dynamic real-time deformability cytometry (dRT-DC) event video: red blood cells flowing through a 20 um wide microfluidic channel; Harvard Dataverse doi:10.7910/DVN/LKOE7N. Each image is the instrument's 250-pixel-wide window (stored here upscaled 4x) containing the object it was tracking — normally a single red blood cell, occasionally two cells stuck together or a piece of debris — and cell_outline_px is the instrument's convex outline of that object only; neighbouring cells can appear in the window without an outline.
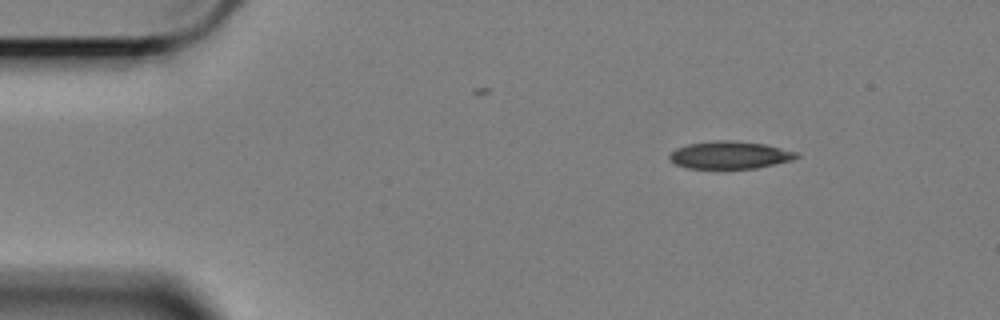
{"species": "Egyptian fruit bat (a non-hibernating species)", "species_latin": "Rousettus aegyptiacus", "temperature_condition": "cold", "stored_images_in_passage": 43, "camera_frame_rate_fps": 3000, "um_per_image_px": 0.085, "animal": {"sex": "female"}, "frame": {"image": 1, "passage_image": 1, "time_ms": 0.0, "image_size_px": [1000, 320], "cell_outline_px": [[800, 156], [792, 160], [756, 168], [688, 168], [676, 164], [668, 156], [676, 148], [688, 144], [716, 140], [732, 140], [764, 144], [800, 152]], "centroid_in_image_um": [62.08, 13.17], "position_along_channel_um": 22.9, "area_um2": 20.29}}
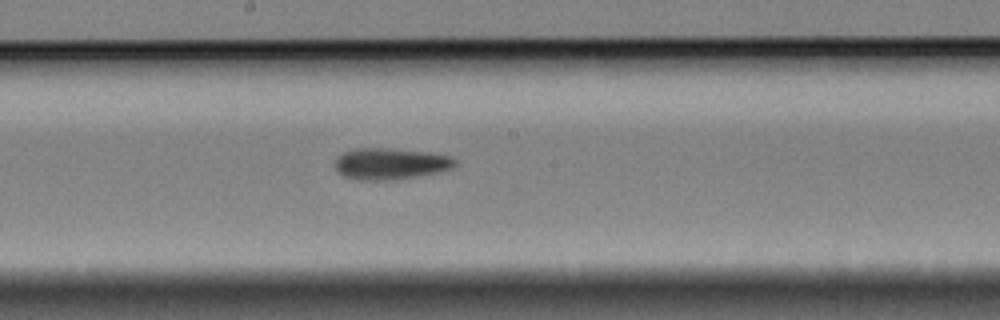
{"frame": {"image": 2, "passage_image": 24, "time_ms": 7.667, "image_size_px": [1000, 320], "cell_outline_px": [[456, 164], [452, 168], [440, 172], [396, 180], [360, 180], [344, 176], [336, 168], [336, 160], [344, 152], [356, 148], [384, 148], [428, 152], [452, 156], [456, 160]], "centroid_in_image_um": [33.24, 13.92], "position_along_channel_um": 215.0, "area_um2": 21.91}}
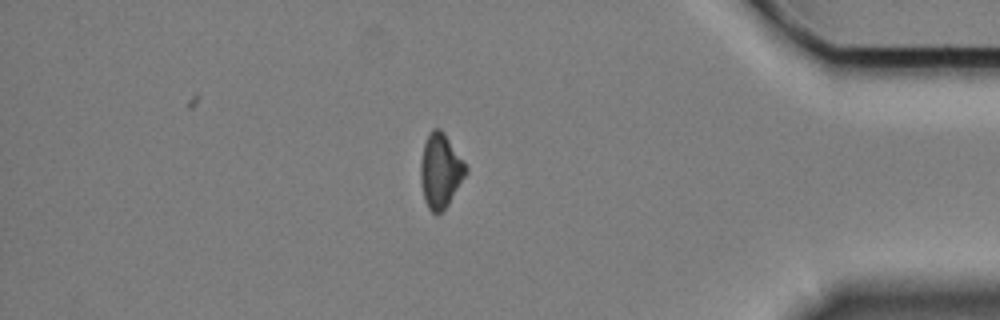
{"frame": {"image": 3, "passage_image": 43, "time_ms": 14.0, "image_size_px": [1000, 320], "cell_outline_px": [[468, 172], [448, 204], [436, 216], [428, 208], [424, 200], [420, 180], [420, 164], [424, 144], [432, 128], [440, 128], [444, 132], [468, 168]], "centroid_in_image_um": [37.43, 14.53], "position_along_channel_um": 397.8, "area_um2": 19.54}, "authors_computed_cell_mechanics": {"area_um2": 20.9814, "velocity_mm_per_s": 3.3967, "shape_relaxation_time_tau1_ms": 11.1265, "shape_relaxation_time_tau2_ms": null, "deformation_change_tau1": 0.1395, "deformation_change_tau2": null}}